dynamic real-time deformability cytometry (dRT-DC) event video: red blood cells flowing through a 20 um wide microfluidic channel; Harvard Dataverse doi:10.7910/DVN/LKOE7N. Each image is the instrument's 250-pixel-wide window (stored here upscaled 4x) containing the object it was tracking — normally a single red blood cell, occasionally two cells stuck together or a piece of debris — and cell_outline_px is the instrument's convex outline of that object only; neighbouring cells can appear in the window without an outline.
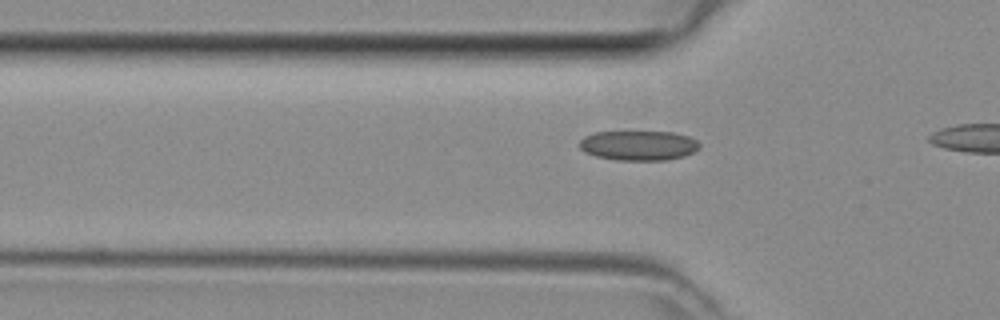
{"species": "common noctule bat (a hibernating species)", "species_latin": "Nyctalus noctula", "temperature_condition": "room temperature", "stored_images_in_passage": 13, "camera_frame_rate_fps": 3000, "um_per_image_px": 0.085, "animal": {"sex": "female", "body_mass_g": 29.2, "forearm_length_mm": 56.3}, "frame": {"image": 1, "passage_image": 11, "time_ms": 3.333, "image_size_px": [1000, 320], "cell_outline_px": [[700, 148], [684, 156], [664, 160], [616, 160], [596, 156], [584, 152], [580, 148], [580, 140], [584, 136], [592, 132], [672, 132], [688, 136], [696, 140], [700, 144]], "centroid_in_image_um": [54.26, 12.36], "position_along_channel_um": 71.5, "area_um2": 20.81}}